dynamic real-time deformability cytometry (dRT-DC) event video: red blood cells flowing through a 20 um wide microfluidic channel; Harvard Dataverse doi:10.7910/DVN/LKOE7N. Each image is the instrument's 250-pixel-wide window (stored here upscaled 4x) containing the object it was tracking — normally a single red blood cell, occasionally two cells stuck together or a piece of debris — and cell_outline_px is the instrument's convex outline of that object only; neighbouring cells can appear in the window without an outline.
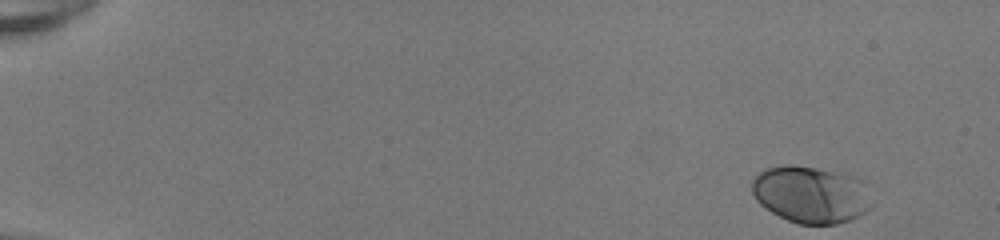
{"species": "human", "species_latin": "Homo sapiens", "temperature_condition": "room temperature", "stored_images_in_passage": 48, "camera_frame_rate_fps": 3000, "um_per_image_px": 0.085, "donor": {"sex": "female"}, "frame": {"image": 1, "passage_image": 1, "time_ms": 0.0, "image_size_px": [1000, 240], "cell_outline_px": [[872, 208], [860, 216], [852, 220], [836, 224], [800, 224], [788, 220], [772, 212], [760, 204], [756, 200], [752, 192], [752, 180], [764, 168], [788, 164], [848, 172], [864, 180], [872, 204]], "centroid_in_image_um": [68.98, 16.51], "position_along_channel_um": 16.0, "area_um2": 40.52}}
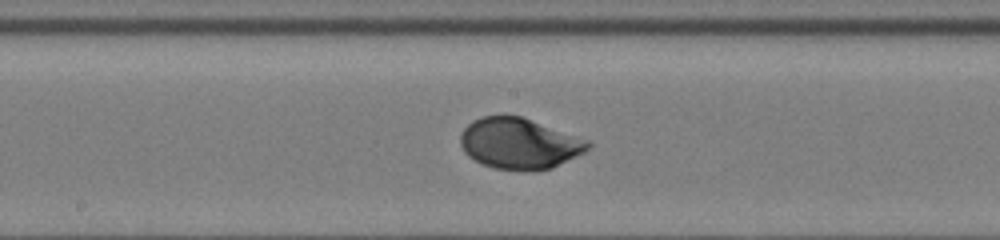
{"frame": {"image": 2, "passage_image": 26, "time_ms": 8.333, "image_size_px": [1000, 240], "cell_outline_px": [[592, 144], [584, 152], [552, 168], [524, 172], [492, 168], [480, 164], [468, 156], [464, 152], [460, 144], [460, 136], [464, 128], [472, 120], [480, 116], [520, 116], [588, 140]], "centroid_in_image_um": [44.1, 12.22], "position_along_channel_um": 204.1, "area_um2": 37.92}}
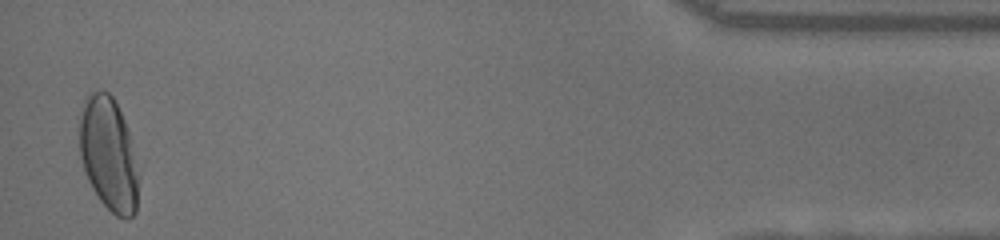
{"frame": {"image": 3, "passage_image": 47, "time_ms": 15.333, "image_size_px": [1000, 240], "cell_outline_px": [[136, 212], [128, 220], [124, 220], [116, 216], [100, 200], [92, 188], [84, 172], [80, 156], [76, 116], [88, 92], [108, 92], [112, 96], [124, 120], [128, 132], [136, 176]], "centroid_in_image_um": [9.12, 13.06], "position_along_channel_um": 426.1, "area_um2": 38.84}, "authors_computed_cell_mechanics": {"area_um2": 37.3677, "velocity_mm_per_s": 4.1521, "shape_relaxation_time_tau1_ms": 2.4441, "shape_relaxation_time_tau2_ms": null, "deformation_change_tau1": 0.1454, "deformation_change_tau2": null}}